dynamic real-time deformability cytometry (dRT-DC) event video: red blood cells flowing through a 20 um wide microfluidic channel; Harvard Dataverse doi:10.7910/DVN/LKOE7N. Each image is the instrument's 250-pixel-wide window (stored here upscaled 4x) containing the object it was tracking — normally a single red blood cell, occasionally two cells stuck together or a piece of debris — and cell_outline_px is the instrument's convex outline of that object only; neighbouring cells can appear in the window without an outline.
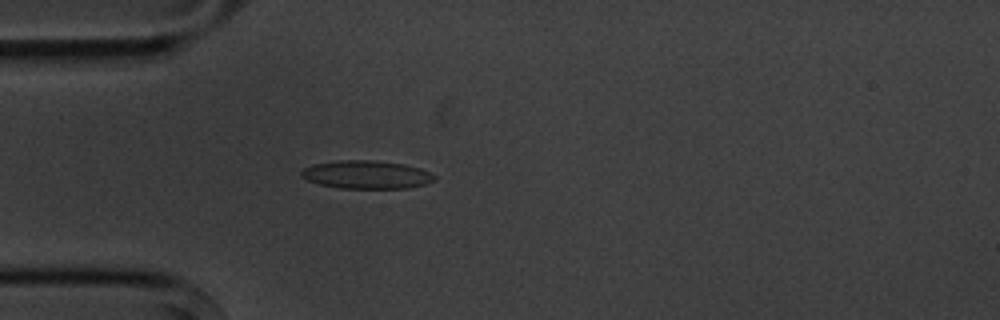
{"species": "common noctule bat (a hibernating species)", "species_latin": "Nyctalus noctula", "temperature_condition": "cold", "stored_images_in_passage": 4, "camera_frame_rate_fps": 3000, "um_per_image_px": 0.085, "animal": {"sex": "male", "body_mass_g": 20.1, "forearm_length_mm": 53.5}, "frame": {"image": 1, "passage_image": 4, "time_ms": 3.667, "image_size_px": [1000, 320], "cell_outline_px": [[436, 180], [424, 184], [408, 188], [340, 188], [320, 184], [308, 180], [300, 176], [300, 172], [304, 168], [312, 164], [340, 160], [372, 160], [404, 164], [420, 168], [436, 176]], "centroid_in_image_um": [31.14, 14.84], "position_along_channel_um": 53.9, "area_um2": 21.79}}